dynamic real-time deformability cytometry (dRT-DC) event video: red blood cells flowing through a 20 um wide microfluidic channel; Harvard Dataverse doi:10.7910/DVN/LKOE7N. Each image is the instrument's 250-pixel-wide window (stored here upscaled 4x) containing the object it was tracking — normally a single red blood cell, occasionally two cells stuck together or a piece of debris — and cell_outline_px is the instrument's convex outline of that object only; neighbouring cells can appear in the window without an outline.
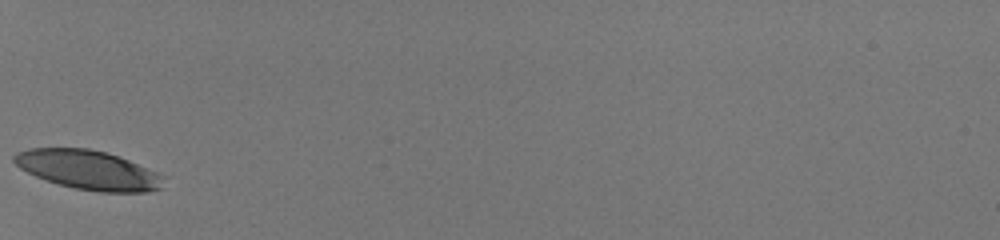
{"species": "human", "species_latin": "Homo sapiens", "temperature_condition": "room temperature", "stored_images_in_passage": 6, "camera_frame_rate_fps": 3000, "um_per_image_px": 0.085, "donor": {"sex": "male"}, "frame": {"image": 1, "passage_image": 1, "time_ms": 0.0, "image_size_px": [1000, 240], "cell_outline_px": [[164, 188], [148, 192], [100, 192], [76, 188], [60, 184], [36, 176], [20, 168], [12, 160], [12, 156], [16, 152], [32, 148], [88, 148], [104, 152], [128, 160], [156, 172], [164, 176]], "centroid_in_image_um": [7.52, 14.45], "position_along_channel_um": 77.5, "area_um2": 33.87}}
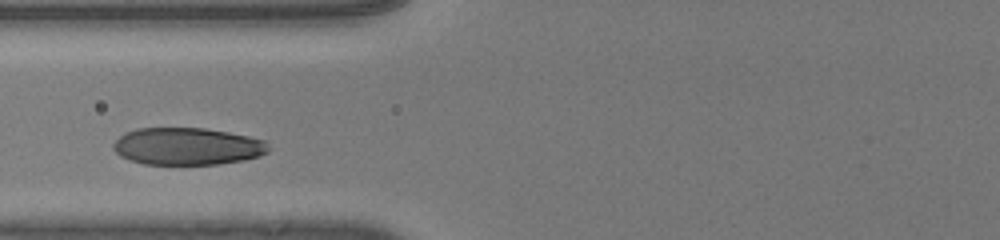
{"frame": {"image": 2, "passage_image": 4, "time_ms": 1.0, "image_size_px": [1000, 240], "cell_outline_px": [[268, 152], [260, 156], [244, 160], [220, 164], [144, 164], [120, 156], [112, 148], [112, 144], [124, 132], [136, 128], [204, 128], [228, 132], [248, 136], [264, 140], [268, 148]], "centroid_in_image_um": [15.9, 12.43], "position_along_channel_um": 109.9, "area_um2": 33.7}}